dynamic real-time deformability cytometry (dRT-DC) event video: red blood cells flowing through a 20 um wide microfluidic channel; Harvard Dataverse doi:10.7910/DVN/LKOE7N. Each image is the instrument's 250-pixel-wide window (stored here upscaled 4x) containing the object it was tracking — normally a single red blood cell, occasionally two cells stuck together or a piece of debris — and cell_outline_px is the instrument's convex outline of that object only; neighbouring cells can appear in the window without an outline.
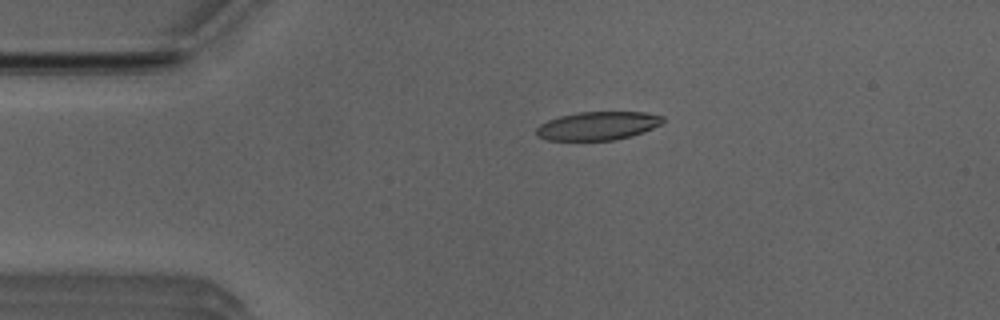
{"species": "Egyptian fruit bat (a non-hibernating species)", "species_latin": "Rousettus aegyptiacus", "temperature_condition": "room temperature", "stored_images_in_passage": 46, "camera_frame_rate_fps": 3000, "um_per_image_px": 0.085, "animal": {"sex": "male"}, "frame": {"image": 1, "passage_image": 5, "time_ms": 1.333, "image_size_px": [1000, 320], "cell_outline_px": [[664, 120], [660, 124], [644, 132], [632, 136], [616, 140], [548, 140], [536, 136], [536, 128], [540, 124], [548, 120], [560, 116], [576, 112], [644, 112], [664, 116]], "centroid_in_image_um": [50.81, 10.69], "position_along_channel_um": 34.2, "area_um2": 21.04}}
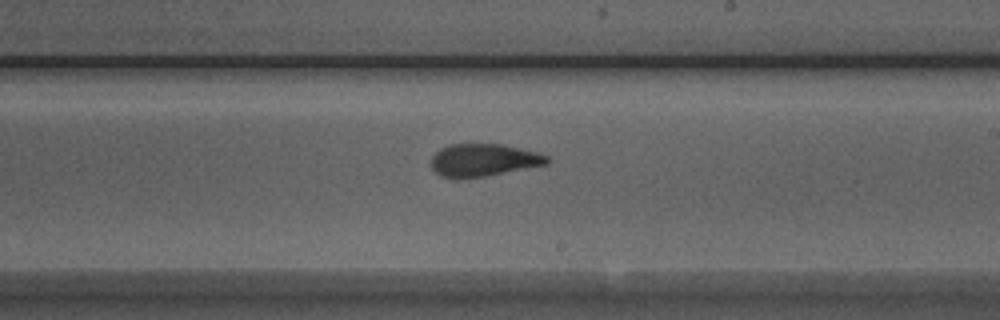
{"frame": {"image": 2, "passage_image": 24, "time_ms": 7.667, "image_size_px": [1000, 320], "cell_outline_px": [[552, 160], [548, 164], [484, 176], [440, 176], [432, 168], [432, 156], [440, 148], [448, 144], [500, 144], [536, 152], [548, 156]], "centroid_in_image_um": [41.13, 13.58], "position_along_channel_um": 247.9, "area_um2": 21.44}}
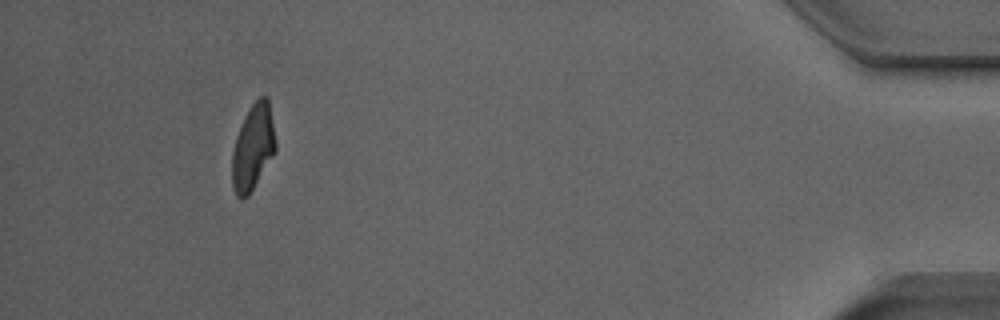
{"frame": {"image": 3, "passage_image": 42, "time_ms": 13.667, "image_size_px": [1000, 320], "cell_outline_px": [[276, 152], [248, 196], [244, 200], [240, 200], [236, 196], [232, 184], [232, 152], [236, 136], [244, 116], [252, 104], [260, 96], [268, 96], [276, 144]], "centroid_in_image_um": [21.5, 12.55], "position_along_channel_um": 413.7, "area_um2": 21.85}, "authors_computed_cell_mechanics": {"area_um2": 21.9929, "velocity_mm_per_s": 3.9569, "shape_relaxation_time_tau1_ms": 6.3573, "shape_relaxation_time_tau2_ms": 1.4269, "deformation_change_tau1": 0.2007, "deformation_change_tau2": 0.0862}}